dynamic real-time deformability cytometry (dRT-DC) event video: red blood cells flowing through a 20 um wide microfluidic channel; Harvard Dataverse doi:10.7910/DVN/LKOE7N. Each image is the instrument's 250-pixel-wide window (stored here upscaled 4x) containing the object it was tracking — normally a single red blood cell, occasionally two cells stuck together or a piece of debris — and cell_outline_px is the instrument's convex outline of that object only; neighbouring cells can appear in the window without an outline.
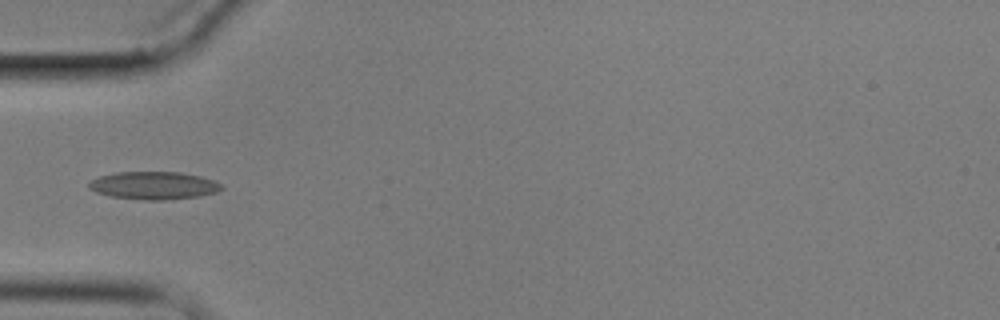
{"species": "common noctule bat (a hibernating species)", "species_latin": "Nyctalus noctula", "temperature_condition": "cold", "stored_images_in_passage": 9, "camera_frame_rate_fps": 3000, "um_per_image_px": 0.085, "animal": {"sex": "male", "body_mass_g": 17.9}, "frame": {"image": 1, "passage_image": 6, "time_ms": 5.667, "image_size_px": [1000, 320], "cell_outline_px": [[224, 188], [216, 192], [200, 196], [164, 200], [144, 200], [112, 196], [96, 192], [88, 188], [88, 184], [92, 180], [100, 176], [116, 172], [180, 172], [200, 176], [212, 180], [220, 184]], "centroid_in_image_um": [13.07, 15.77], "position_along_channel_um": 71.9, "area_um2": 21.33}}
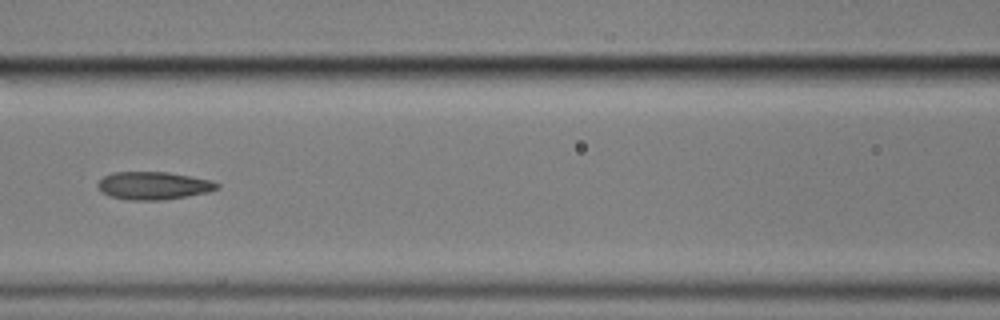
{"frame": {"image": 2, "passage_image": 8, "time_ms": 8.0, "image_size_px": [1000, 320], "cell_outline_px": [[220, 188], [208, 192], [164, 200], [128, 200], [108, 196], [96, 184], [104, 176], [112, 172], [168, 172], [212, 180], [220, 184]], "centroid_in_image_um": [13.07, 15.78], "position_along_channel_um": 153.5, "area_um2": 19.36}}
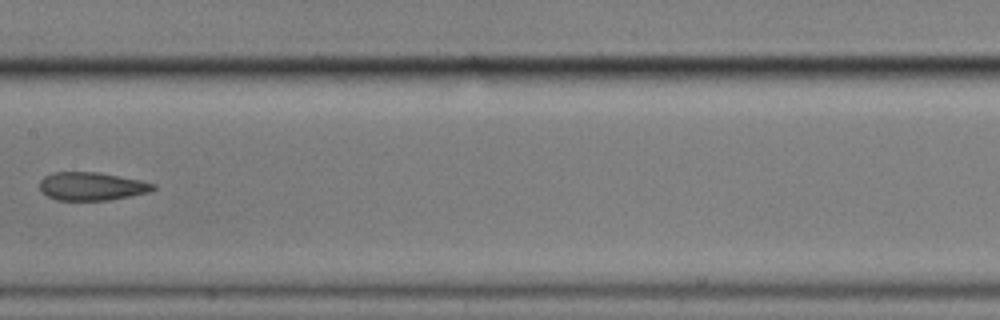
{"frame": {"image": 3, "passage_image": 9, "time_ms": 9.333, "image_size_px": [1000, 320], "cell_outline_px": [[156, 188], [148, 192], [108, 200], [56, 200], [48, 196], [40, 188], [40, 180], [44, 176], [52, 172], [100, 172], [140, 180], [156, 184]], "centroid_in_image_um": [7.79, 15.82], "position_along_channel_um": 199.6, "area_um2": 18.55}}